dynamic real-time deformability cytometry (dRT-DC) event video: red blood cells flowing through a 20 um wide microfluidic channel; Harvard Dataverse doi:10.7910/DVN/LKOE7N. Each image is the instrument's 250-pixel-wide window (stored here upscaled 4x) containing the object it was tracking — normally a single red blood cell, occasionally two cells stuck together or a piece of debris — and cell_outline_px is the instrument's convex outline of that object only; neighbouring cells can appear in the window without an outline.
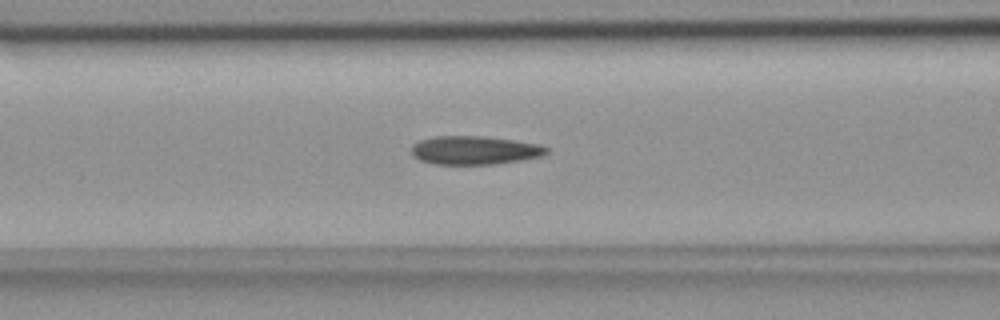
{"species": "common noctule bat (a hibernating species)", "species_latin": "Nyctalus noctula", "temperature_condition": "room temperature", "stored_images_in_passage": 42, "camera_frame_rate_fps": 3000, "um_per_image_px": 0.085, "animal": {"sex": "female", "body_mass_g": 18.4}, "frame": {"image": 1, "passage_image": 9, "time_ms": 2.667, "image_size_px": [1000, 320], "cell_outline_px": [[548, 152], [544, 156], [496, 164], [432, 164], [420, 160], [412, 156], [412, 144], [420, 140], [436, 136], [484, 136], [540, 144], [548, 148]], "centroid_in_image_um": [40.34, 12.77], "position_along_channel_um": 126.3, "area_um2": 22.54}}
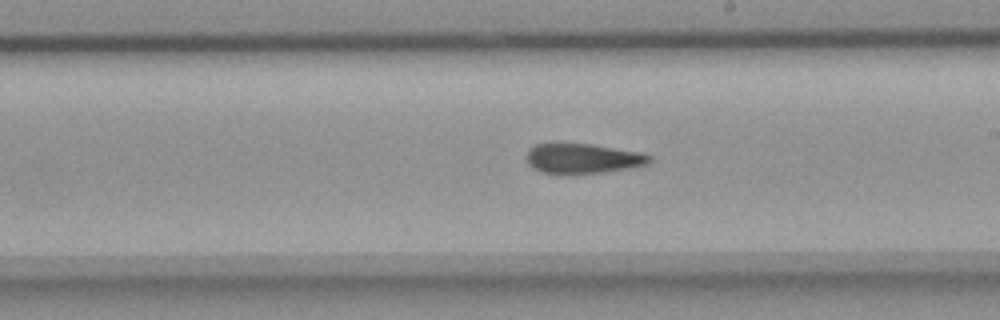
{"frame": {"image": 2, "passage_image": 18, "time_ms": 5.667, "image_size_px": [1000, 320], "cell_outline_px": [[652, 160], [648, 164], [636, 168], [568, 176], [540, 172], [532, 168], [528, 164], [528, 148], [536, 144], [552, 140], [560, 140], [592, 144], [640, 152], [652, 156]], "centroid_in_image_um": [49.49, 13.45], "position_along_channel_um": 239.5, "area_um2": 22.95}}
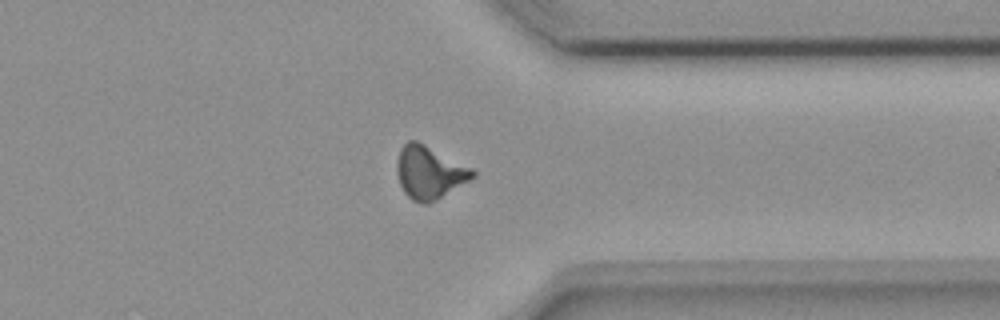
{"frame": {"image": 3, "passage_image": 29, "time_ms": 9.333, "image_size_px": [1000, 320], "cell_outline_px": [[476, 176], [436, 200], [428, 204], [424, 204], [412, 200], [404, 192], [400, 184], [396, 172], [396, 160], [400, 148], [408, 140], [416, 140], [472, 168], [476, 172]], "centroid_in_image_um": [36.47, 14.65], "position_along_channel_um": 374.9, "area_um2": 23.24}, "authors_computed_cell_mechanics": {"area_um2": 21.964, "velocity_mm_per_s": 3.798, "shape_relaxation_time_tau1_ms": 7.857, "shape_relaxation_time_tau2_ms": 4.4114, "deformation_change_tau1": 0.2057, "deformation_change_tau2": 0.124}}